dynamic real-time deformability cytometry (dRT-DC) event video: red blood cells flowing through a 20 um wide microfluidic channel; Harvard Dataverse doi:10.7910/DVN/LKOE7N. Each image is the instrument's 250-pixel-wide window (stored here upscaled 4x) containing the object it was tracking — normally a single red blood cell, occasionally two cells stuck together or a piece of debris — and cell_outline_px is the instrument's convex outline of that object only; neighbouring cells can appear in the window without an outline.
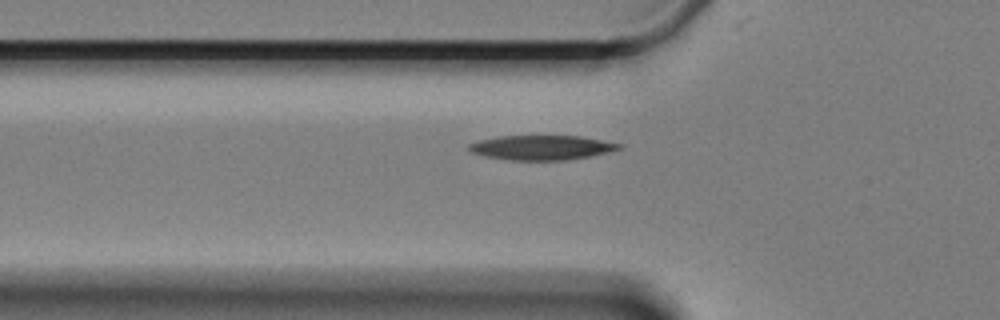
{"species": "Egyptian fruit bat (a non-hibernating species)", "species_latin": "Rousettus aegyptiacus", "temperature_condition": "cold", "stored_images_in_passage": 34, "camera_frame_rate_fps": 3000, "um_per_image_px": 0.085, "animal": {"sex": "female"}, "frame": {"image": 1, "passage_image": 2, "time_ms": 0.333, "image_size_px": [1000, 320], "cell_outline_px": [[624, 144], [620, 148], [608, 152], [588, 156], [564, 160], [508, 160], [484, 156], [472, 152], [468, 148], [468, 144], [480, 140], [500, 136], [580, 136]], "centroid_in_image_um": [46.02, 12.54], "position_along_channel_um": 79.8, "area_um2": 21.33}}
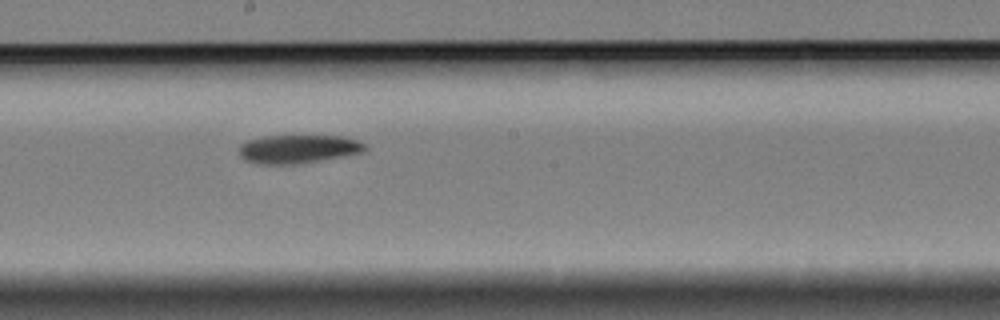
{"frame": {"image": 2, "passage_image": 15, "time_ms": 4.667, "image_size_px": [1000, 320], "cell_outline_px": [[368, 148], [364, 152], [292, 164], [256, 164], [244, 160], [240, 156], [240, 144], [248, 140], [264, 136], [344, 136], [356, 140], [364, 144]], "centroid_in_image_um": [25.3, 12.66], "position_along_channel_um": 222.9, "area_um2": 20.63}}
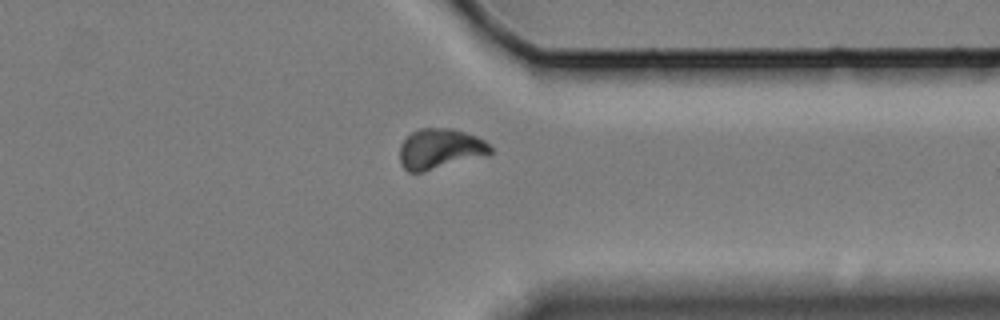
{"frame": {"image": 3, "passage_image": 29, "time_ms": 9.333, "image_size_px": [1000, 320], "cell_outline_px": [[492, 152], [488, 156], [420, 172], [408, 172], [400, 164], [400, 144], [412, 132], [420, 128], [452, 128], [476, 136], [484, 140], [492, 148]], "centroid_in_image_um": [37.42, 12.65], "position_along_channel_um": 374.0, "area_um2": 21.39}, "authors_computed_cell_mechanics": {"area_um2": 21.5016, "velocity_mm_per_s": 3.2812, "shape_relaxation_time_tau1_ms": 3.5059, "shape_relaxation_time_tau2_ms": null, "deformation_change_tau1": 0.1109, "deformation_change_tau2": null}}